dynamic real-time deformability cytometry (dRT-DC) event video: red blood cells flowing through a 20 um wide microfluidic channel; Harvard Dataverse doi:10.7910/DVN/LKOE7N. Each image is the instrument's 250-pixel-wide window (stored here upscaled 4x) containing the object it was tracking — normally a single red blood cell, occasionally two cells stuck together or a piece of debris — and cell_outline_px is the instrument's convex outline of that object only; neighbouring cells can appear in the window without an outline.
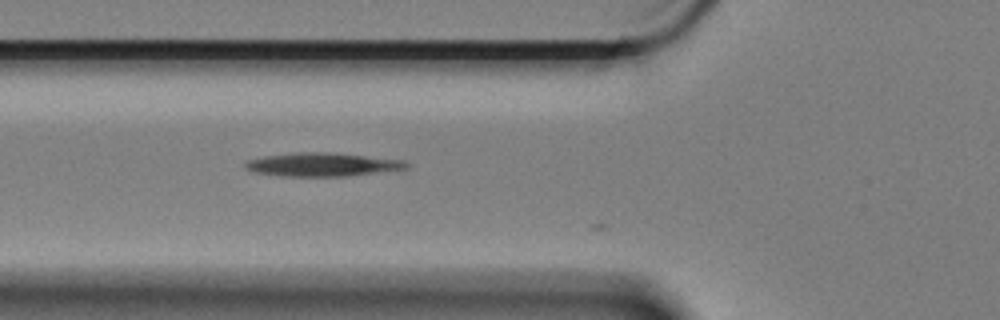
{"species": "Egyptian fruit bat (a non-hibernating species)", "species_latin": "Rousettus aegyptiacus", "temperature_condition": "cold", "stored_images_in_passage": 5, "camera_frame_rate_fps": 3000, "um_per_image_px": 0.085, "animal": {"sex": "female"}, "frame": {"image": 1, "passage_image": 4, "time_ms": 1.0, "image_size_px": [1000, 320], "cell_outline_px": [[408, 168], [348, 176], [276, 176], [252, 172], [244, 168], [244, 164], [248, 160], [264, 156], [300, 152], [324, 152], [404, 160], [408, 164]], "centroid_in_image_um": [27.32, 14.0], "position_along_channel_um": 98.5, "area_um2": 21.91}}